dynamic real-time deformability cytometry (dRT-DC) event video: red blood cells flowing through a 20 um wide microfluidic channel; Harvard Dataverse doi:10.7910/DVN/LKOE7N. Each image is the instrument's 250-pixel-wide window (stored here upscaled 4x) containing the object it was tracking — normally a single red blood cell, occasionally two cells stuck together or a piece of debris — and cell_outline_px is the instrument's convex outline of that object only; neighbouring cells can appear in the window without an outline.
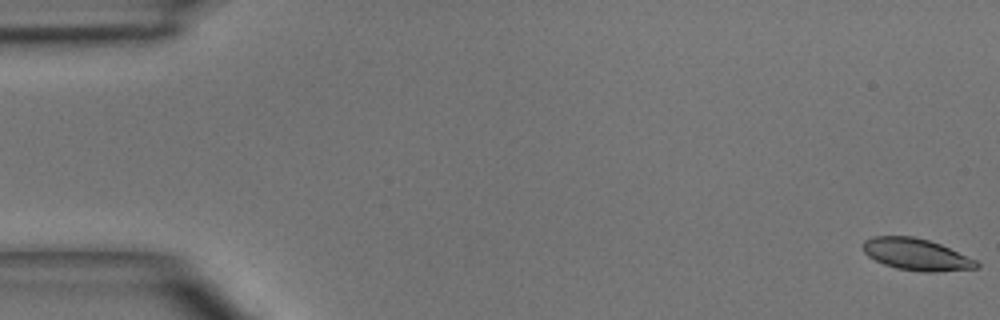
{"species": "common noctule bat (a hibernating species)", "species_latin": "Nyctalus noctula", "temperature_condition": "room temperature", "stored_images_in_passage": 5, "camera_frame_rate_fps": 3000, "um_per_image_px": 0.085, "animal": {"sex": "male", "body_mass_g": 15.6}, "frame": {"image": 1, "passage_image": 1, "time_ms": 0.0, "image_size_px": [1000, 320], "cell_outline_px": [[980, 264], [976, 268], [936, 272], [920, 272], [896, 268], [884, 264], [868, 256], [864, 252], [860, 244], [864, 240], [872, 236], [912, 236], [928, 240], [940, 244], [976, 260]], "centroid_in_image_um": [77.84, 21.62], "position_along_channel_um": 7.2, "area_um2": 21.04}}
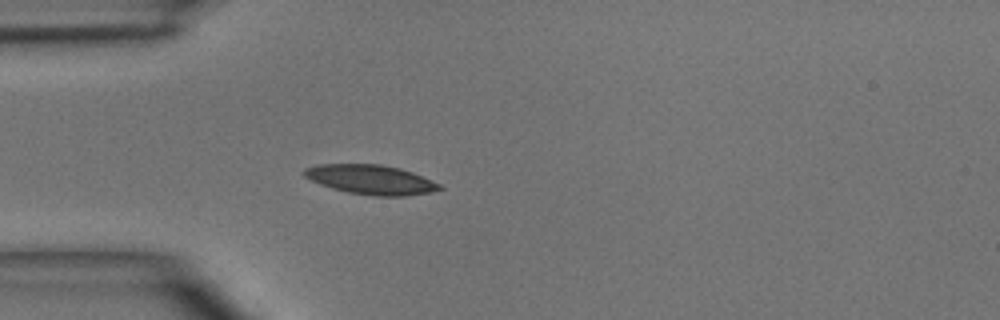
{"frame": {"image": 2, "passage_image": 5, "time_ms": 4.333, "image_size_px": [1000, 320], "cell_outline_px": [[444, 188], [428, 192], [404, 196], [372, 196], [348, 192], [332, 188], [320, 184], [304, 176], [304, 168], [316, 164], [380, 164], [400, 168], [412, 172], [440, 184]], "centroid_in_image_um": [31.5, 15.26], "position_along_channel_um": 53.5, "area_um2": 23.12}}